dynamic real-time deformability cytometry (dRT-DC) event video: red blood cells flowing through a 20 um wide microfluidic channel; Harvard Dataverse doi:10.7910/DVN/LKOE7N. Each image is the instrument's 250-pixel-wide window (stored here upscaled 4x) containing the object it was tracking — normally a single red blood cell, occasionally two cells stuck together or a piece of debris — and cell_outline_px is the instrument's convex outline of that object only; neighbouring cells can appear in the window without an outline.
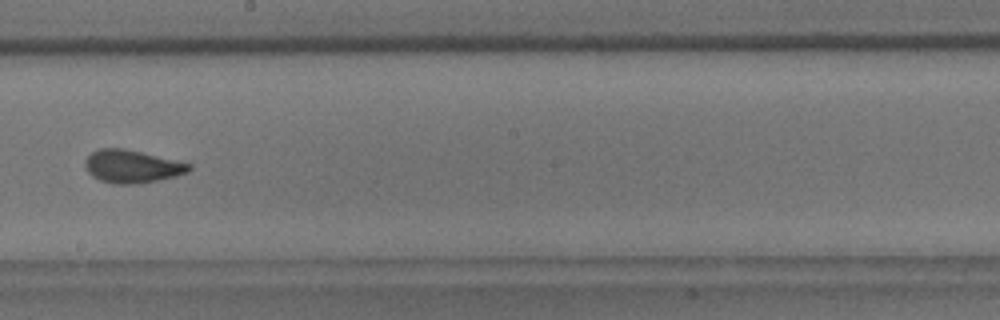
{"species": "common noctule bat (a hibernating species)", "species_latin": "Nyctalus noctula", "temperature_condition": "room temperature", "stored_images_in_passage": 9, "camera_frame_rate_fps": 3000, "um_per_image_px": 0.085, "animal": {"sex": "male", "body_mass_g": 18.8}, "frame": {"image": 1, "passage_image": 9, "time_ms": 9.0, "image_size_px": [1000, 320], "cell_outline_px": [[192, 168], [188, 172], [176, 176], [136, 184], [116, 184], [100, 180], [92, 176], [88, 172], [84, 164], [84, 160], [92, 152], [100, 148], [124, 148], [192, 164]], "centroid_in_image_um": [11.2, 14.14], "position_along_channel_um": 237.0, "area_um2": 19.83}}